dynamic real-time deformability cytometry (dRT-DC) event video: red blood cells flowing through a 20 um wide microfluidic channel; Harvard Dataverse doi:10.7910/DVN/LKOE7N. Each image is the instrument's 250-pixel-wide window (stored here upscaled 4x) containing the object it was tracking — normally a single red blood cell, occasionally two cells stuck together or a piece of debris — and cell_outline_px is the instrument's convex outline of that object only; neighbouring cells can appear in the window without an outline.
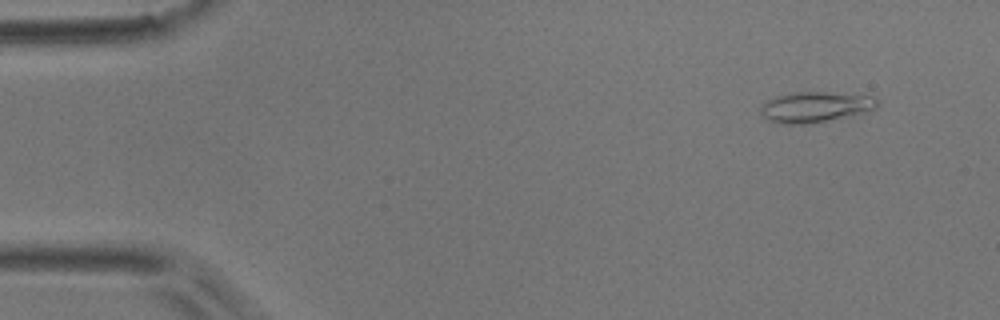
{"species": "common noctule bat (a hibernating species)", "species_latin": "Nyctalus noctula", "temperature_condition": "room temperature", "stored_images_in_passage": 6, "camera_frame_rate_fps": 3000, "um_per_image_px": 0.085, "animal": {"sex": "male", "body_mass_g": 17.9}, "frame": {"image": 1, "passage_image": 2, "time_ms": 1.333, "image_size_px": [1000, 320], "cell_outline_px": [[880, 104], [876, 108], [864, 112], [828, 120], [804, 124], [780, 124], [768, 120], [760, 112], [760, 104], [776, 96], [792, 92], [828, 92], [872, 96], [880, 100]], "centroid_in_image_um": [69.28, 9.08], "position_along_channel_um": 15.7, "area_um2": 20.81}}
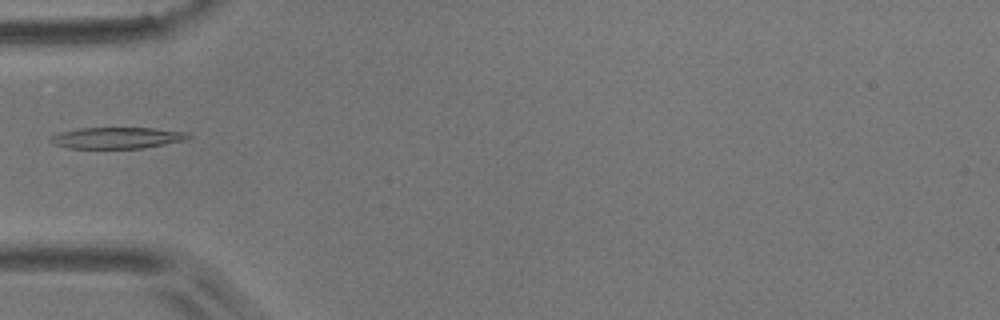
{"frame": {"image": 2, "passage_image": 5, "time_ms": 5.667, "image_size_px": [1000, 320], "cell_outline_px": [[192, 136], [184, 140], [144, 148], [68, 148], [56, 144], [48, 140], [48, 136], [60, 132], [80, 128], [152, 128], [188, 132]], "centroid_in_image_um": [9.93, 11.71], "position_along_channel_um": 75.1, "area_um2": 17.05}}
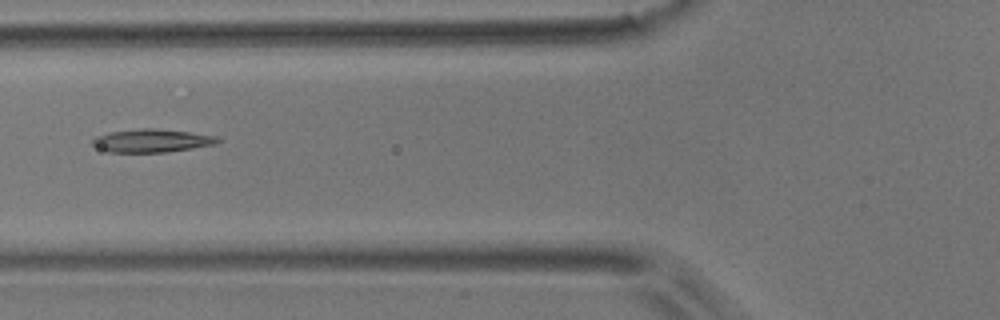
{"frame": {"image": 3, "passage_image": 6, "time_ms": 6.667, "image_size_px": [1000, 320], "cell_outline_px": [[224, 140], [216, 144], [168, 152], [108, 152], [92, 144], [92, 140], [96, 136], [108, 132], [144, 128], [152, 128], [188, 132], [220, 136]], "centroid_in_image_um": [12.97, 11.95], "position_along_channel_um": 112.8, "area_um2": 16.94}}